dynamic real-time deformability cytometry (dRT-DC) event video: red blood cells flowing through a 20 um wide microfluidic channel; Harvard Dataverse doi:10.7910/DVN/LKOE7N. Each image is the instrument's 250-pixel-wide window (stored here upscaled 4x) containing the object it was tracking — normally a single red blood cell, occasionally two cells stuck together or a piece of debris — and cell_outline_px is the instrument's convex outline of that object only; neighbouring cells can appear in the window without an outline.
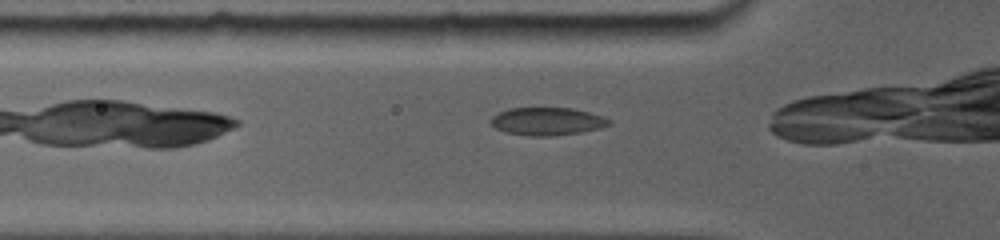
{"species": "common noctule bat (a hibernating species)", "species_latin": "Nyctalus noctula", "temperature_condition": "room temperature", "stored_images_in_passage": 52, "camera_frame_rate_fps": 5000, "um_per_image_px": 0.085, "animal": {"sex": "female", "body_mass_g": 19.0, "forearm_length_mm": 56.7}, "frame": {"image": 1, "passage_image": 3, "time_ms": 0.4, "image_size_px": [1000, 240], "cell_outline_px": [[612, 120], [608, 124], [596, 128], [576, 132], [548, 136], [536, 136], [508, 132], [496, 128], [492, 124], [492, 116], [508, 108], [572, 108], [588, 112]], "centroid_in_image_um": [46.47, 10.29], "position_along_channel_um": 79.3, "area_um2": 18.44}}
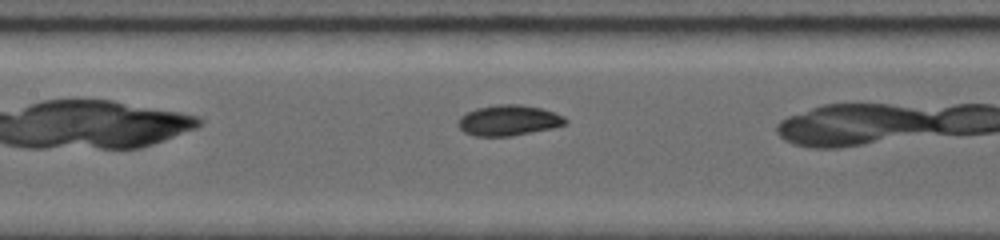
{"frame": {"image": 2, "passage_image": 12, "time_ms": 2.6, "image_size_px": [1000, 240], "cell_outline_px": [[568, 120], [564, 124], [552, 128], [508, 136], [476, 136], [464, 132], [460, 128], [460, 116], [476, 108], [496, 104], [520, 104], [540, 108], [564, 116]], "centroid_in_image_um": [43.23, 10.22], "position_along_channel_um": 164.2, "area_um2": 18.79}}
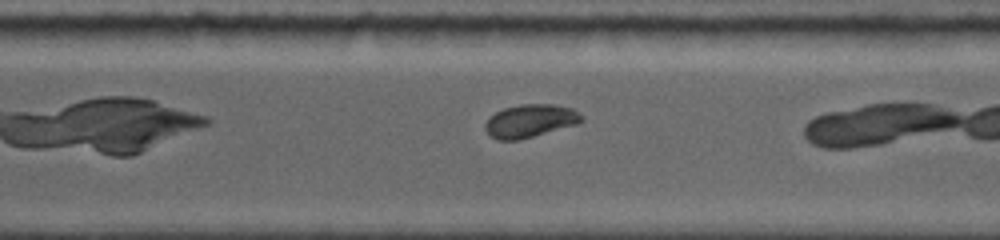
{"frame": {"image": 3, "passage_image": 31, "time_ms": 6.8, "image_size_px": [1000, 240], "cell_outline_px": [[584, 120], [576, 124], [520, 140], [496, 140], [484, 128], [484, 124], [488, 116], [504, 108], [520, 104], [556, 104], [572, 108]], "centroid_in_image_um": [45.01, 10.27], "position_along_channel_um": 325.6, "area_um2": 18.5}, "authors_computed_cell_mechanics": {"area_um2": 18.7561, "velocity_mm_per_s": 3.848, "shape_relaxation_time_tau1_ms": 4.4955, "shape_relaxation_time_tau2_ms": null, "deformation_change_tau1": 0.128, "deformation_change_tau2": null}}